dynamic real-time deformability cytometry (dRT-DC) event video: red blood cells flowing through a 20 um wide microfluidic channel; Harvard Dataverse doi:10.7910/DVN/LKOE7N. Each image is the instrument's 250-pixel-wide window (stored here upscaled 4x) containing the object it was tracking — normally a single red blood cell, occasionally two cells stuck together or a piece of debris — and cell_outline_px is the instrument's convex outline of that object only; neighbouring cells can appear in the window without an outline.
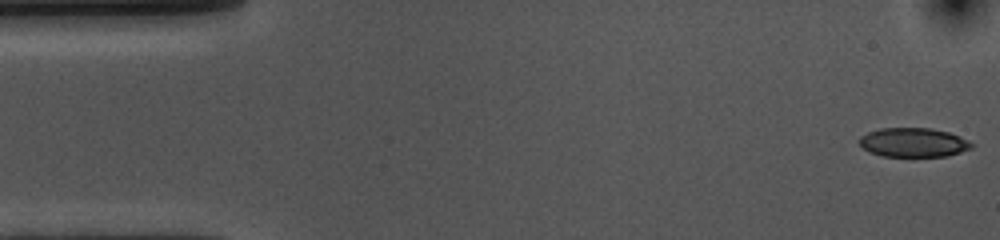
{"species": "common noctule bat (a hibernating species)", "species_latin": "Nyctalus noctula", "temperature_condition": "cold", "stored_images_in_passage": 54, "camera_frame_rate_fps": 3000, "um_per_image_px": 0.085, "animal": {"sex": "female", "body_mass_g": 10.0, "forearm_length_mm": 53.1}, "frame": {"image": 1, "passage_image": 1, "time_ms": 0.0, "image_size_px": [1000, 240], "cell_outline_px": [[976, 144], [972, 148], [948, 156], [880, 156], [868, 152], [856, 140], [860, 136], [868, 132], [880, 128], [932, 128], [948, 132], [960, 136]], "centroid_in_image_um": [77.63, 12.11], "position_along_channel_um": 7.4, "area_um2": 19.31}}
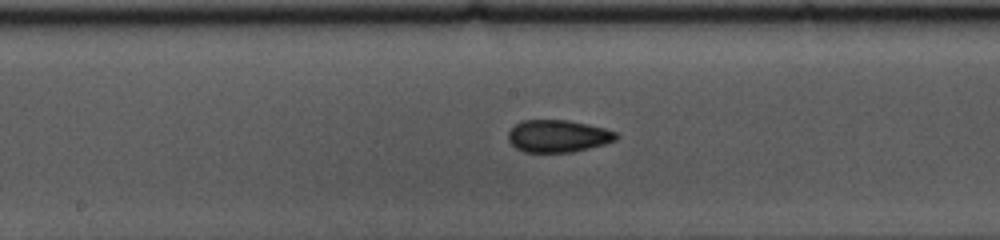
{"frame": {"image": 2, "passage_image": 26, "time_ms": 8.333, "image_size_px": [1000, 240], "cell_outline_px": [[620, 136], [616, 140], [604, 144], [572, 152], [524, 152], [516, 148], [508, 140], [508, 132], [520, 120], [568, 120], [588, 124], [604, 128], [616, 132]], "centroid_in_image_um": [47.43, 11.56], "position_along_channel_um": 200.8, "area_um2": 20.35}}
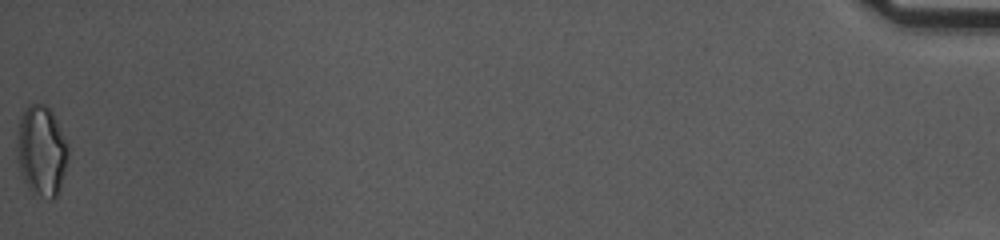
{"frame": {"image": 3, "passage_image": 54, "time_ms": 17.667, "image_size_px": [1000, 240], "cell_outline_px": [[68, 160], [60, 188], [56, 196], [52, 200], [28, 188], [20, 172], [16, 160], [16, 148], [20, 116], [24, 108], [28, 104], [44, 104], [52, 112], [68, 144]], "centroid_in_image_um": [3.51, 12.8], "position_along_channel_um": 431.7, "area_um2": 26.99}, "authors_computed_cell_mechanics": {"area_um2": 20.2878, "velocity_mm_per_s": 3.6289, "shape_relaxation_time_tau1_ms": 8.8187, "shape_relaxation_time_tau2_ms": 2.4966, "deformation_change_tau1": 0.1617, "deformation_change_tau2": 0.0892}}